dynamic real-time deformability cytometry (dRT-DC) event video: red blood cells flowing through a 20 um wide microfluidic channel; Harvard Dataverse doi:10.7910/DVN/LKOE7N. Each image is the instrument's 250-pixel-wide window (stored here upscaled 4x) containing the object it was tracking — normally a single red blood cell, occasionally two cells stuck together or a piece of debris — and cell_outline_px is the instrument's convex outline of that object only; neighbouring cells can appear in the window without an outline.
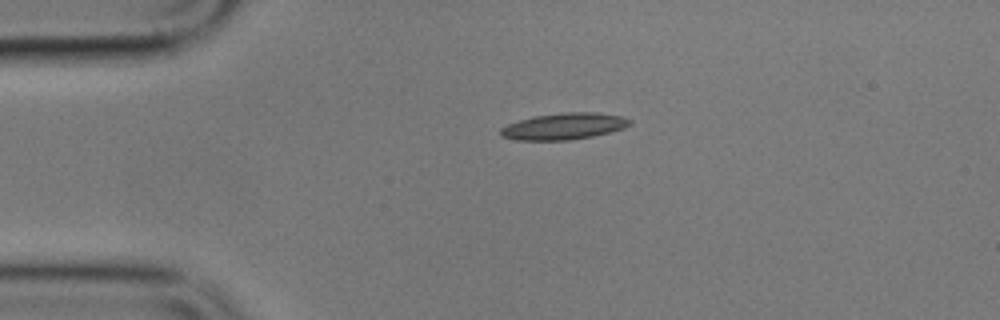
{"species": "common noctule bat (a hibernating species)", "species_latin": "Nyctalus noctula", "temperature_condition": "cold", "stored_images_in_passage": 2, "camera_frame_rate_fps": 3000, "um_per_image_px": 0.085, "animal": {"sex": "male", "body_mass_g": 17.9}, "frame": {"image": 1, "passage_image": 1, "time_ms": 0.0, "image_size_px": [1000, 320], "cell_outline_px": [[632, 124], [624, 128], [592, 136], [568, 140], [516, 140], [500, 136], [500, 128], [508, 124], [532, 116], [568, 112], [596, 112], [620, 116], [632, 120]], "centroid_in_image_um": [47.92, 10.73], "position_along_channel_um": 37.1, "area_um2": 19.88}}